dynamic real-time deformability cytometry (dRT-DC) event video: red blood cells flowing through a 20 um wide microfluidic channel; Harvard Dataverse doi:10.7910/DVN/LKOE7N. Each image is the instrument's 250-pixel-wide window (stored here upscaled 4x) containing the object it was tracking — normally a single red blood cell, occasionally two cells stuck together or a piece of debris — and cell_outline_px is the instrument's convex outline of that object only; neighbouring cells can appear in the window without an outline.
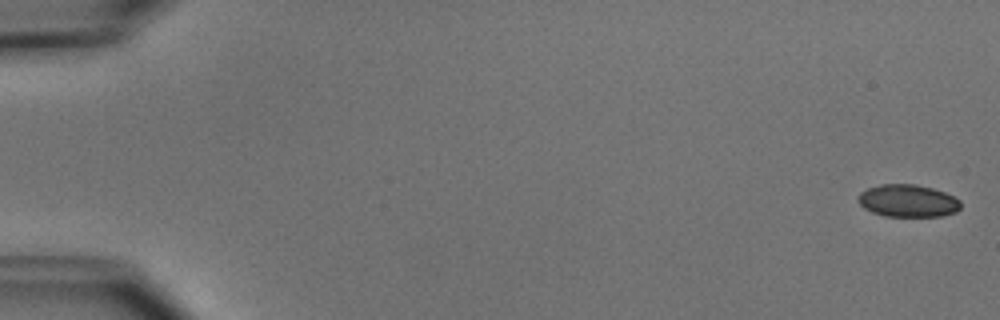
{"species": "common noctule bat (a hibernating species)", "species_latin": "Nyctalus noctula", "temperature_condition": "cold", "stored_images_in_passage": 4, "camera_frame_rate_fps": 3000, "um_per_image_px": 0.085, "animal": {"sex": "male", "body_mass_g": 15.6}, "frame": {"image": 1, "passage_image": 1, "time_ms": 0.0, "image_size_px": [1000, 320], "cell_outline_px": [[960, 208], [956, 212], [944, 216], [884, 216], [872, 212], [864, 208], [856, 200], [860, 192], [868, 188], [880, 184], [916, 184], [932, 188], [944, 192], [960, 200]], "centroid_in_image_um": [77.15, 17.07], "position_along_channel_um": 7.8, "area_um2": 19.48}}